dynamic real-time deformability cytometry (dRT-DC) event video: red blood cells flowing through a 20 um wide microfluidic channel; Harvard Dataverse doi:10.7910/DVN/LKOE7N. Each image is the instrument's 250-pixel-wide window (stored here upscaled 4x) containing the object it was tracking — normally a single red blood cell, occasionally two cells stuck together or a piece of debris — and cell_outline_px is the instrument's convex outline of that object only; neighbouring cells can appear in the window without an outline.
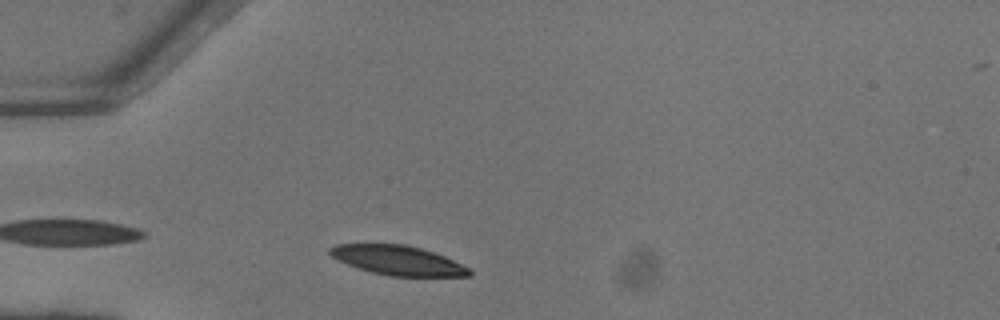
{"species": "common noctule bat (a hibernating species)", "species_latin": "Nyctalus noctula", "temperature_condition": "warm", "stored_images_in_passage": 36, "camera_frame_rate_fps": 3000, "um_per_image_px": 0.085, "animal": {"sex": "female"}, "frame": {"image": 1, "passage_image": 4, "time_ms": 1.0, "image_size_px": [1000, 320], "cell_outline_px": [[472, 276], [388, 276], [372, 272], [348, 264], [332, 256], [328, 252], [328, 248], [336, 244], [404, 244], [420, 248], [444, 256], [468, 268], [472, 272]], "centroid_in_image_um": [33.81, 22.13], "position_along_channel_um": 51.2, "area_um2": 23.58}}
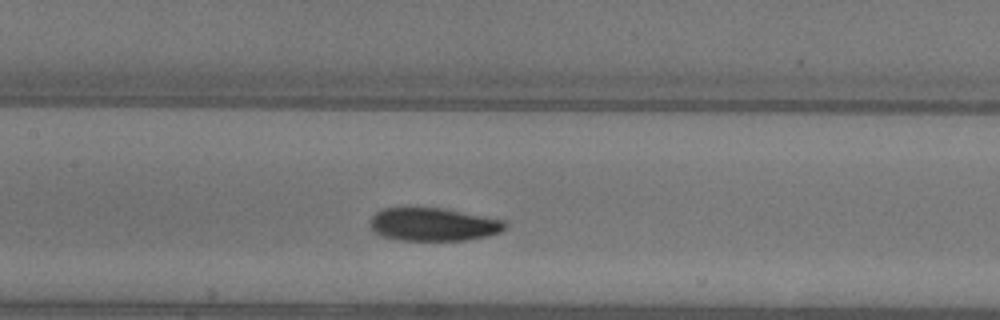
{"frame": {"image": 2, "passage_image": 14, "time_ms": 4.333, "image_size_px": [1000, 320], "cell_outline_px": [[508, 224], [500, 232], [488, 236], [464, 240], [400, 240], [384, 236], [376, 232], [368, 224], [368, 220], [376, 212], [384, 208], [444, 208], [508, 220]], "centroid_in_image_um": [36.87, 19.06], "position_along_channel_um": 170.5, "area_um2": 26.18}}
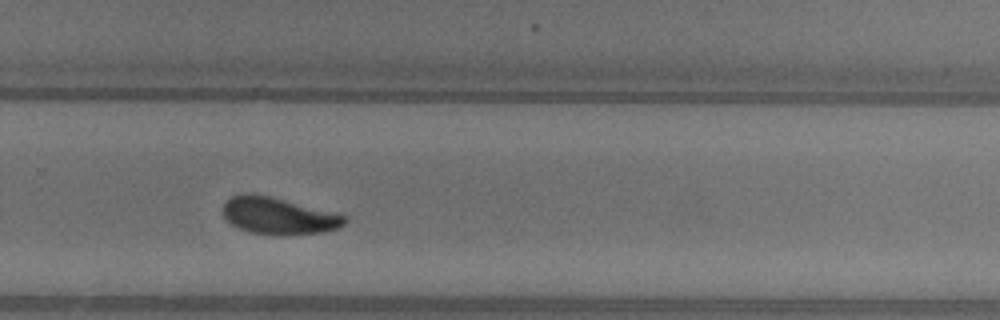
{"frame": {"image": 3, "passage_image": 24, "time_ms": 7.667, "image_size_px": [1000, 320], "cell_outline_px": [[348, 220], [344, 224], [336, 228], [324, 232], [288, 236], [276, 236], [248, 232], [236, 228], [220, 212], [224, 204], [232, 196], [240, 192], [252, 192], [268, 196], [344, 216]], "centroid_in_image_um": [23.56, 18.37], "position_along_channel_um": 306.2, "area_um2": 26.18}, "authors_computed_cell_mechanics": {"area_um2": 26.0389, "velocity_mm_per_s": 4.0813, "shape_relaxation_time_tau1_ms": 3.1659, "shape_relaxation_time_tau2_ms": 5.0555, "deformation_change_tau1": 0.138, "deformation_change_tau2": 0.099}}